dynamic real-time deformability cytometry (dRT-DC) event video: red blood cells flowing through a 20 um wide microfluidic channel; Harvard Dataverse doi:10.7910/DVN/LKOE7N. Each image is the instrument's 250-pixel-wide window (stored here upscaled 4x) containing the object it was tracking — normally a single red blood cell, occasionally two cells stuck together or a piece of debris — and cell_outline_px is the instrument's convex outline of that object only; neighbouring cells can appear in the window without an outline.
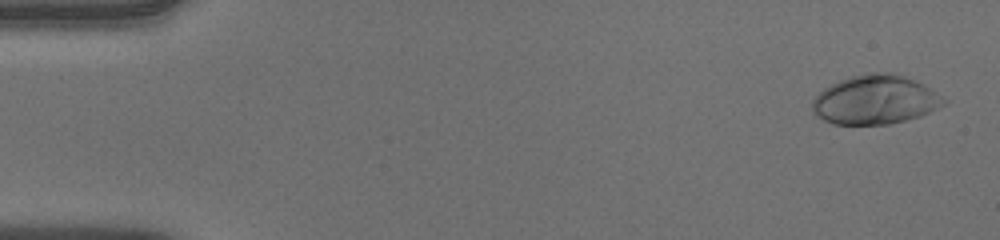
{"species": "human", "species_latin": "Homo sapiens", "temperature_condition": "warm", "stored_images_in_passage": 52, "camera_frame_rate_fps": 3000, "um_per_image_px": 0.085, "donor": {"sex": "male"}, "frame": {"image": 1, "passage_image": 2, "time_ms": 0.333, "image_size_px": [1000, 240], "cell_outline_px": [[944, 104], [920, 116], [888, 124], [832, 124], [816, 116], [812, 112], [812, 100], [824, 88], [840, 80], [852, 76], [868, 72], [892, 72], [916, 80], [936, 92], [944, 100]], "centroid_in_image_um": [74.35, 8.47], "position_along_channel_um": 10.7, "area_um2": 37.34}}
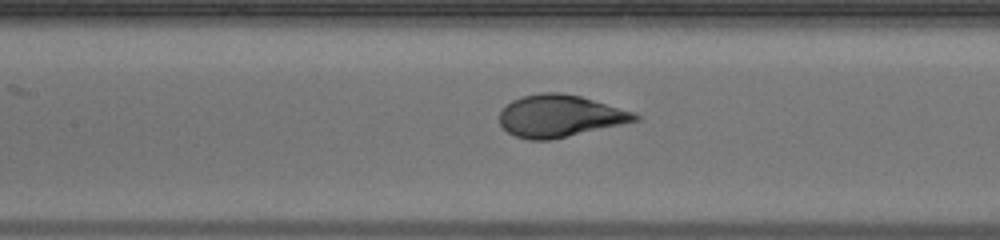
{"frame": {"image": 2, "passage_image": 24, "time_ms": 7.667, "image_size_px": [1000, 240], "cell_outline_px": [[640, 120], [552, 140], [528, 140], [516, 136], [508, 132], [500, 124], [500, 112], [512, 100], [524, 96], [540, 92], [560, 92], [580, 96], [632, 112], [640, 116]], "centroid_in_image_um": [47.57, 9.87], "position_along_channel_um": 159.8, "area_um2": 32.95}}
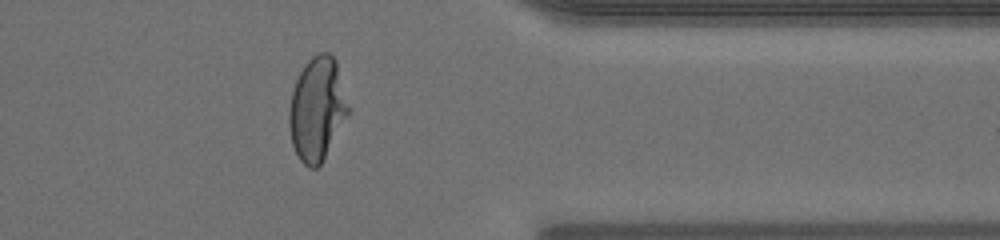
{"frame": {"image": 3, "passage_image": 42, "time_ms": 13.667, "image_size_px": [1000, 240], "cell_outline_px": [[352, 108], [320, 164], [316, 168], [308, 168], [300, 160], [292, 144], [288, 124], [288, 112], [292, 92], [296, 80], [304, 64], [312, 56], [320, 52], [328, 52], [336, 60]], "centroid_in_image_um": [26.97, 9.23], "position_along_channel_um": 384.4, "area_um2": 35.95}}